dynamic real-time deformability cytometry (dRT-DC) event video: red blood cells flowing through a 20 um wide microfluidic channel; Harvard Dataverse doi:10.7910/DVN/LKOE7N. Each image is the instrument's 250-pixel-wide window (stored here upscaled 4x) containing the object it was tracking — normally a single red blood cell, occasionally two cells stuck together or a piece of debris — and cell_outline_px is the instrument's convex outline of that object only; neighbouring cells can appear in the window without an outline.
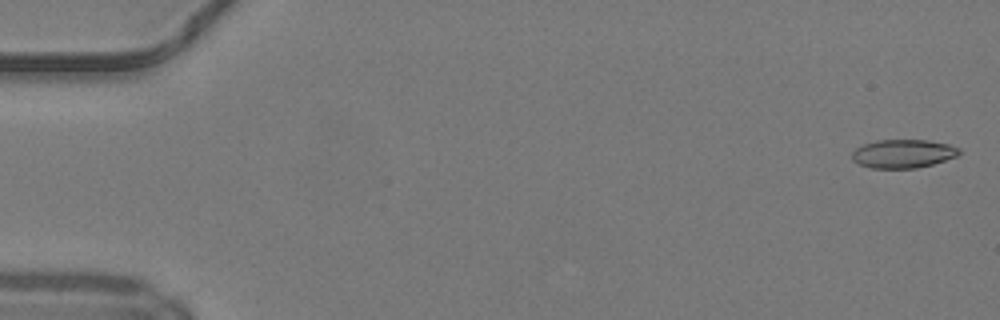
{"species": "common noctule bat (a hibernating species)", "species_latin": "Nyctalus noctula", "temperature_condition": "warm", "stored_images_in_passage": 50, "camera_frame_rate_fps": 3000, "um_per_image_px": 0.085, "animal": {"sex": "male", "body_mass_g": 19.2, "forearm_length_mm": 51.8}, "frame": {"image": 1, "passage_image": 2, "time_ms": 0.333, "image_size_px": [1000, 320], "cell_outline_px": [[960, 152], [956, 156], [932, 164], [916, 168], [872, 168], [860, 164], [852, 160], [852, 152], [856, 148], [864, 144], [876, 140], [928, 140], [948, 144], [960, 148]], "centroid_in_image_um": [76.75, 13.06], "position_along_channel_um": 8.3, "area_um2": 17.69}}
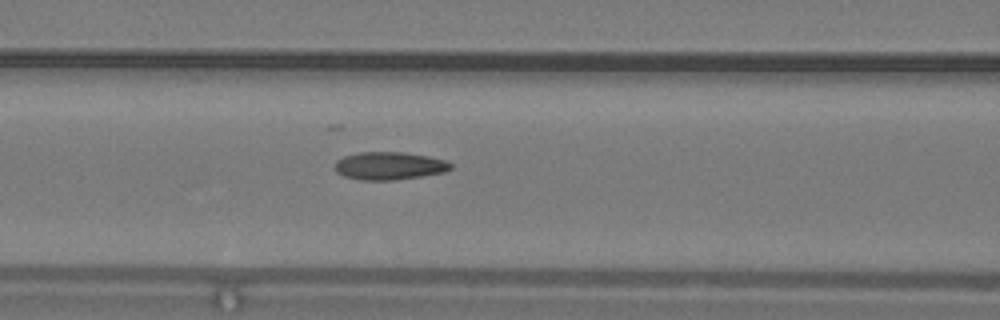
{"frame": {"image": 2, "passage_image": 22, "time_ms": 7.0, "image_size_px": [1000, 320], "cell_outline_px": [[452, 168], [444, 172], [396, 180], [360, 180], [344, 176], [336, 172], [336, 160], [344, 156], [360, 152], [404, 152], [428, 156], [444, 160], [452, 164]], "centroid_in_image_um": [33.08, 14.09], "position_along_channel_um": 133.5, "area_um2": 18.73}}
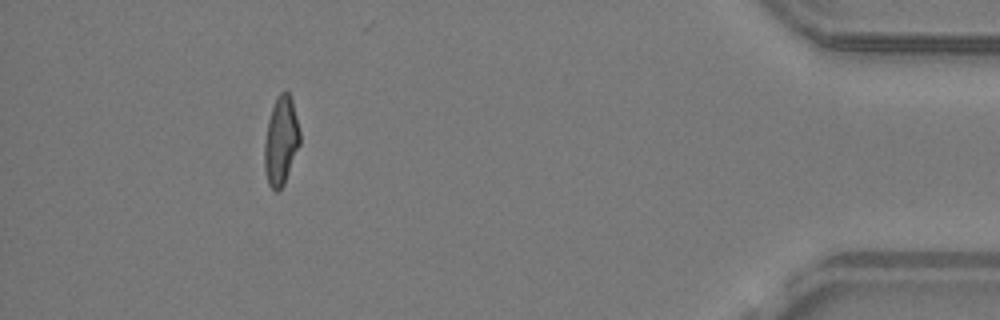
{"frame": {"image": 3, "passage_image": 46, "time_ms": 15.0, "image_size_px": [1000, 320], "cell_outline_px": [[300, 144], [284, 184], [276, 192], [268, 184], [264, 168], [264, 140], [268, 120], [276, 96], [280, 92], [288, 92], [292, 100], [300, 132]], "centroid_in_image_um": [23.87, 11.98], "position_along_channel_um": 411.3, "area_um2": 18.26}, "authors_computed_cell_mechanics": {"area_um2": 18.3226, "velocity_mm_per_s": 4.213, "shape_relaxation_time_tau1_ms": null, "shape_relaxation_time_tau2_ms": 2.8139, "deformation_change_tau1": null, "deformation_change_tau2": 0.1173}}